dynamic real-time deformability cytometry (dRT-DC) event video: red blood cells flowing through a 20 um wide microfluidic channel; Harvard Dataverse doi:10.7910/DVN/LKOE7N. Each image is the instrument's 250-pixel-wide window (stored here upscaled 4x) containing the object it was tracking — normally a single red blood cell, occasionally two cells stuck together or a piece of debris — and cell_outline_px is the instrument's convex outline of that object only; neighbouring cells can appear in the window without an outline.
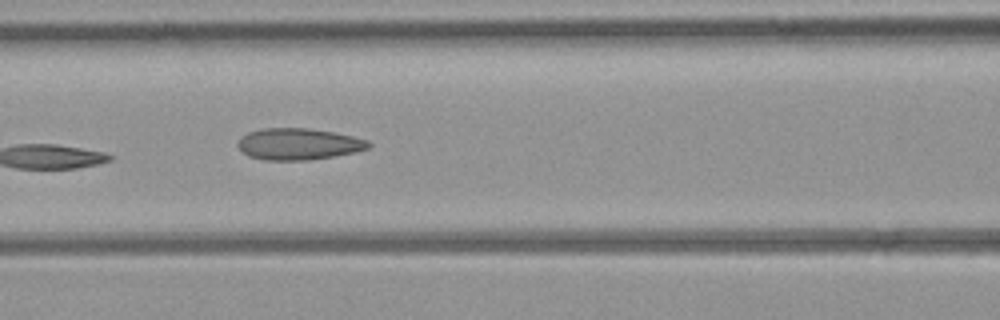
{"species": "common noctule bat (a hibernating species)", "species_latin": "Nyctalus noctula", "temperature_condition": "room temperature", "stored_images_in_passage": 9, "camera_frame_rate_fps": 3000, "um_per_image_px": 0.085, "animal": {"sex": "female", "body_mass_g": 21.9}, "frame": {"image": 1, "passage_image": 6, "time_ms": 6.667, "image_size_px": [1000, 320], "cell_outline_px": [[372, 144], [368, 148], [352, 152], [332, 156], [308, 160], [264, 160], [248, 156], [236, 144], [240, 136], [248, 132], [264, 128], [308, 128], [332, 132], [352, 136], [368, 140]], "centroid_in_image_um": [25.33, 12.24], "position_along_channel_um": 141.3, "area_um2": 23.87}}
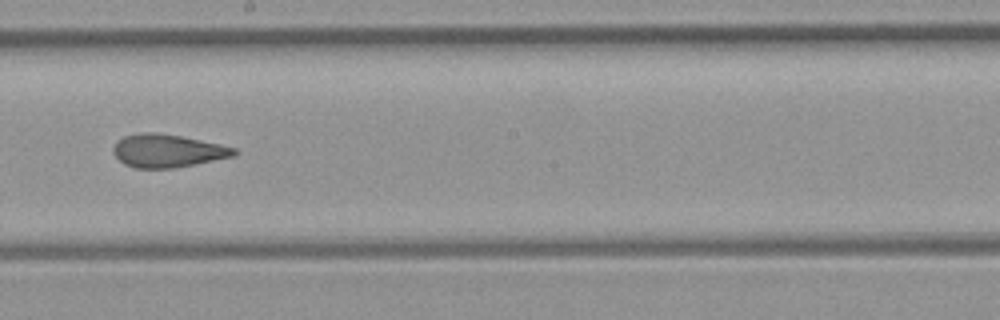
{"frame": {"image": 2, "passage_image": 8, "time_ms": 9.0, "image_size_px": [1000, 320], "cell_outline_px": [[240, 152], [236, 156], [176, 168], [136, 168], [124, 164], [112, 152], [112, 148], [124, 136], [144, 132], [152, 132], [180, 136], [236, 148]], "centroid_in_image_um": [14.27, 12.83], "position_along_channel_um": 233.9, "area_um2": 23.12}}
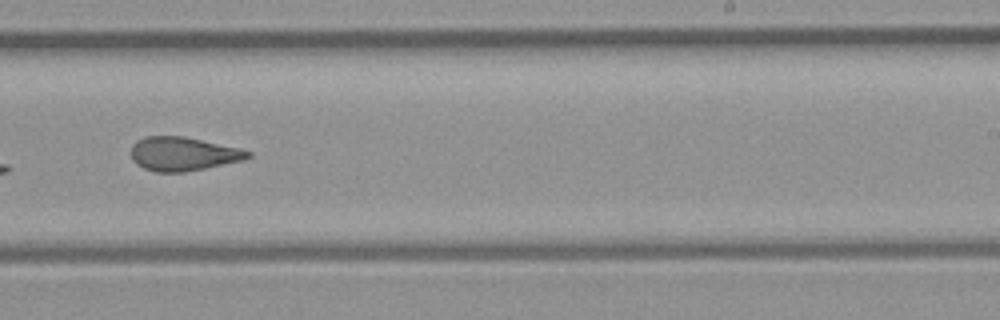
{"frame": {"image": 3, "passage_image": 9, "time_ms": 10.0, "image_size_px": [1000, 320], "cell_outline_px": [[252, 156], [244, 160], [184, 172], [156, 172], [144, 168], [136, 164], [132, 160], [132, 144], [136, 140], [144, 136], [184, 136], [236, 148], [252, 152]], "centroid_in_image_um": [15.52, 13.08], "position_along_channel_um": 273.5, "area_um2": 22.83}}